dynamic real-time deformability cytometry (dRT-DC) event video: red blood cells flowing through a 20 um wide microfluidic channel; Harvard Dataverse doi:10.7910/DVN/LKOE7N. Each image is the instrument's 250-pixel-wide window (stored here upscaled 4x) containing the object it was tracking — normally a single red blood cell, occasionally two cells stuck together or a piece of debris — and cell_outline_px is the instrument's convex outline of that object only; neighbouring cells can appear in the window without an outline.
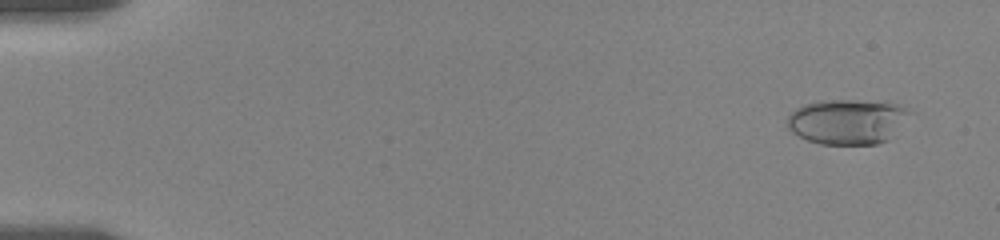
{"species": "human", "species_latin": "Homo sapiens", "temperature_condition": "room temperature", "stored_images_in_passage": 22, "camera_frame_rate_fps": 3000, "um_per_image_px": 0.085, "donor": {"sex": "female"}, "frame": {"image": 1, "passage_image": 2, "time_ms": 0.667, "image_size_px": [1000, 240], "cell_outline_px": [[916, 112], [888, 140], [876, 144], [820, 144], [808, 140], [792, 132], [788, 128], [788, 116], [796, 108], [804, 104], [824, 100], [888, 100], [900, 104]], "centroid_in_image_um": [72.14, 10.3], "position_along_channel_um": 12.9, "area_um2": 32.95}}
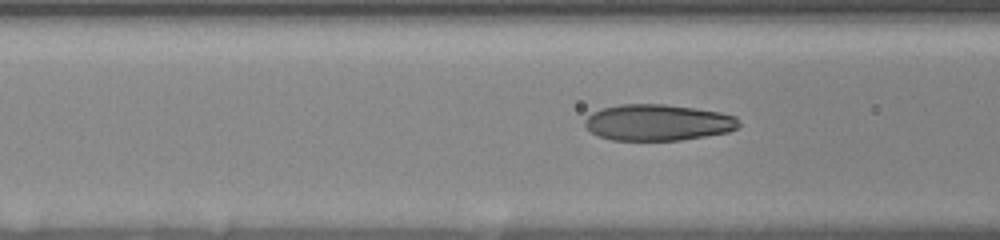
{"frame": {"image": 2, "passage_image": 17, "time_ms": 7.333, "image_size_px": [1000, 240], "cell_outline_px": [[740, 124], [736, 128], [728, 132], [680, 140], [612, 140], [596, 136], [584, 124], [584, 120], [592, 112], [604, 108], [620, 104], [664, 104], [720, 112], [736, 116]], "centroid_in_image_um": [55.9, 10.41], "position_along_channel_um": 110.7, "area_um2": 32.43}}
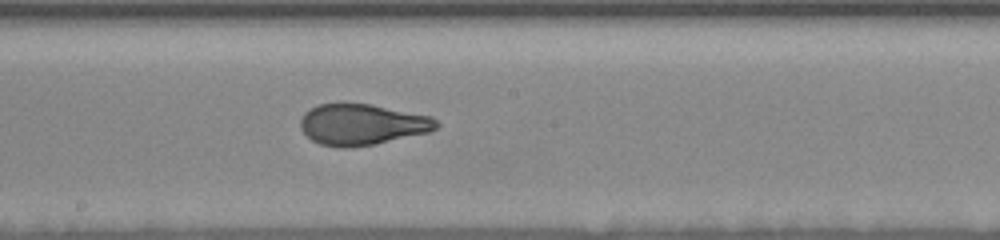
{"frame": {"image": 3, "passage_image": 22, "time_ms": 10.333, "image_size_px": [1000, 240], "cell_outline_px": [[440, 124], [436, 128], [428, 132], [376, 144], [344, 148], [340, 148], [320, 144], [312, 140], [300, 128], [300, 120], [304, 112], [316, 104], [372, 104], [432, 116]], "centroid_in_image_um": [30.77, 10.58], "position_along_channel_um": 217.4, "area_um2": 32.54}}